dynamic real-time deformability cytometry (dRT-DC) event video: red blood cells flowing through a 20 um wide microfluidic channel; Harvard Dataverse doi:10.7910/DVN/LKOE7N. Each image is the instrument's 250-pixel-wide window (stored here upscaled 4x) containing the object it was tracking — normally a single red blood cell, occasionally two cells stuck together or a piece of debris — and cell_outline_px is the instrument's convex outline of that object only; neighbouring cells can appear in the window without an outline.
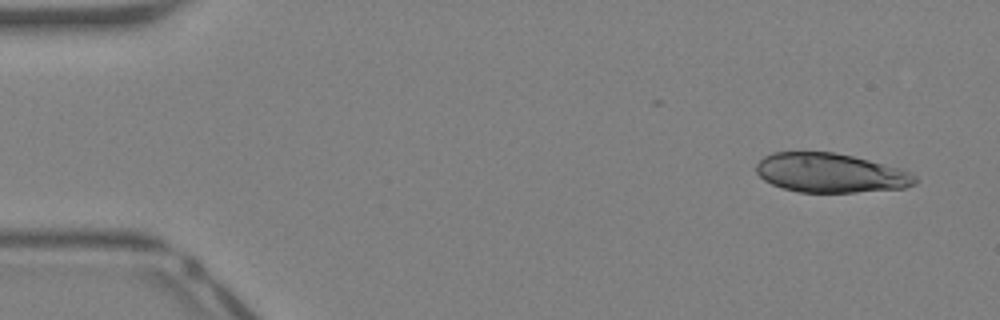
{"species": "Egyptian fruit bat (a non-hibernating species)", "species_latin": "Rousettus aegyptiacus", "temperature_condition": "warm", "stored_images_in_passage": 41, "segment_of_instrument_passage": [1, 2], "camera_frame_rate_fps": 3000, "um_per_image_px": 0.085, "animal": {"sex": "female"}, "frame": {"image": 1, "passage_image": 3, "time_ms": 0.667, "image_size_px": [1000, 320], "cell_outline_px": [[916, 184], [904, 188], [856, 192], [800, 192], [784, 188], [772, 184], [764, 180], [756, 172], [756, 164], [764, 156], [772, 152], [832, 152], [852, 156], [900, 168], [916, 176]], "centroid_in_image_um": [70.58, 14.7], "position_along_channel_um": 14.4, "area_um2": 36.13}}